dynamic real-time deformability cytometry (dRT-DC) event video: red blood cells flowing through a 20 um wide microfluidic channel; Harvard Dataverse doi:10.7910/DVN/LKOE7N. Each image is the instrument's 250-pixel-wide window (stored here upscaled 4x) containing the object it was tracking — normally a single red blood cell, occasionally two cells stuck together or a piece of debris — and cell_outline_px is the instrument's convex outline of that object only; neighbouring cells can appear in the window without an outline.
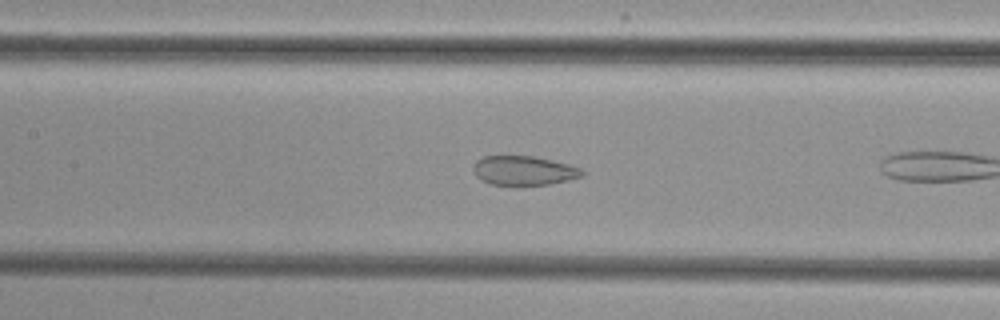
{"species": "common noctule bat (a hibernating species)", "species_latin": "Nyctalus noctula", "temperature_condition": "cold", "stored_images_in_passage": 8, "camera_frame_rate_fps": 3000, "um_per_image_px": 0.085, "animal": {"sex": "female", "body_mass_g": 29.2, "forearm_length_mm": 56.3}, "frame": {"image": 1, "passage_image": 7, "time_ms": 2.0, "image_size_px": [1000, 320], "cell_outline_px": [[584, 176], [568, 180], [548, 184], [488, 184], [480, 180], [476, 176], [472, 168], [472, 164], [476, 160], [484, 156], [532, 156], [552, 160], [568, 164], [580, 168], [584, 172]], "centroid_in_image_um": [44.49, 14.49], "position_along_channel_um": 162.9, "area_um2": 18.5}}